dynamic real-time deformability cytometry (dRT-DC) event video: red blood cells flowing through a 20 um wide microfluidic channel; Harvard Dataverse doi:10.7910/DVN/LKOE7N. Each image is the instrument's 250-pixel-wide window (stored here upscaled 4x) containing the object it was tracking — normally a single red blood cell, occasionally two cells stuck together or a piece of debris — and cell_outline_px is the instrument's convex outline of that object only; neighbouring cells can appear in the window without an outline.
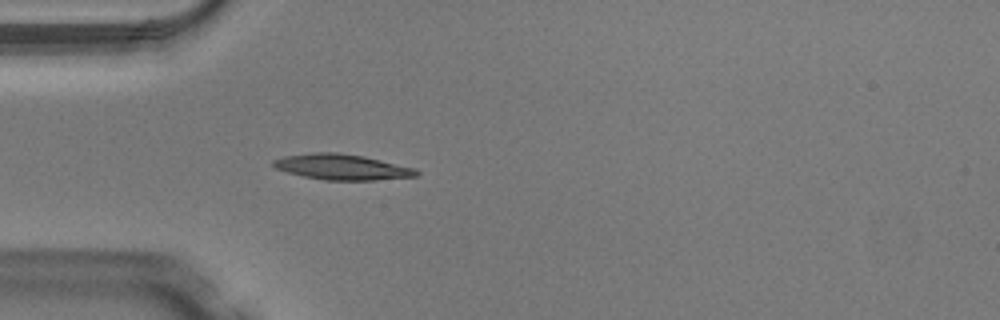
{"species": "Egyptian fruit bat (a non-hibernating species)", "species_latin": "Rousettus aegyptiacus", "temperature_condition": "warm", "stored_images_in_passage": 35, "camera_frame_rate_fps": 3000, "um_per_image_px": 0.085, "animal": {"sex": "male"}, "frame": {"image": 1, "passage_image": 1, "time_ms": 0.0, "image_size_px": [1000, 320], "cell_outline_px": [[420, 172], [416, 176], [376, 180], [324, 180], [304, 176], [288, 172], [276, 168], [272, 164], [272, 160], [284, 156], [312, 152], [340, 152], [364, 156], [412, 168]], "centroid_in_image_um": [29.02, 14.18], "position_along_channel_um": 56.0, "area_um2": 21.15}}
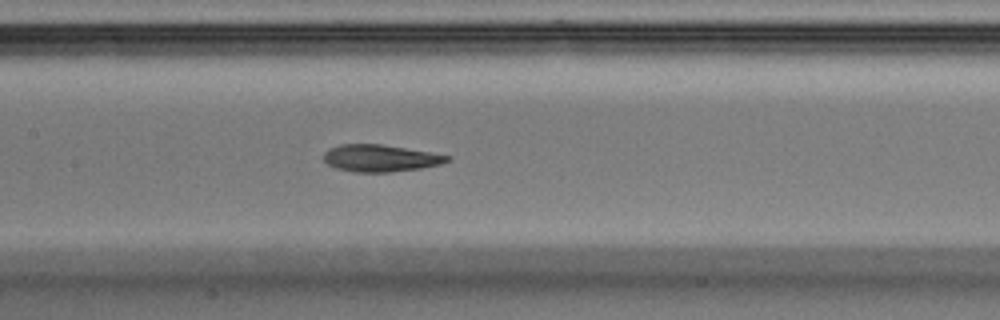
{"frame": {"image": 2, "passage_image": 10, "time_ms": 3.0, "image_size_px": [1000, 320], "cell_outline_px": [[452, 160], [440, 164], [420, 168], [388, 172], [352, 172], [336, 168], [328, 164], [324, 160], [324, 152], [328, 148], [340, 144], [380, 144], [452, 156]], "centroid_in_image_um": [32.3, 13.44], "position_along_channel_um": 175.1, "area_um2": 19.36}}
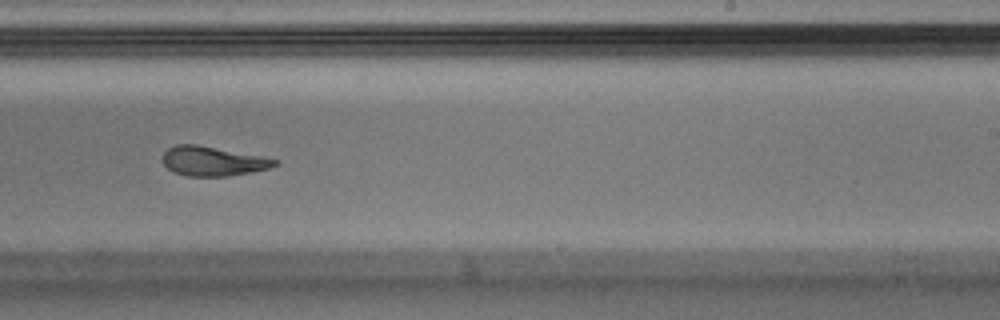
{"frame": {"image": 3, "passage_image": 17, "time_ms": 5.333, "image_size_px": [1000, 320], "cell_outline_px": [[280, 164], [268, 168], [252, 172], [228, 176], [188, 176], [176, 172], [168, 168], [160, 160], [160, 156], [168, 148], [176, 144], [196, 144], [260, 156], [280, 160]], "centroid_in_image_um": [18.07, 13.69], "position_along_channel_um": 270.9, "area_um2": 19.25}, "authors_computed_cell_mechanics": {"area_um2": 20.2878, "velocity_mm_per_s": 4.1203, "shape_relaxation_time_tau1_ms": 7.2624, "shape_relaxation_time_tau2_ms": 3.0158, "deformation_change_tau1": 0.2266, "deformation_change_tau2": 0.1113}}